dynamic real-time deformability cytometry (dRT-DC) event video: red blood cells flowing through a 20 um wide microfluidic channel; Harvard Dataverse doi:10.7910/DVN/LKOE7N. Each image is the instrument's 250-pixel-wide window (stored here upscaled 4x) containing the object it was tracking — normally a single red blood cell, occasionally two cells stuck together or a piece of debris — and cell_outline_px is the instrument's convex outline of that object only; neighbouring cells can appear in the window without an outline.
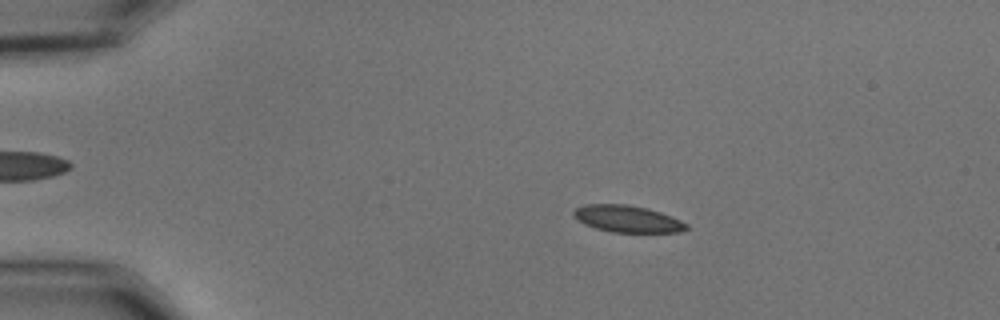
{"species": "common noctule bat (a hibernating species)", "species_latin": "Nyctalus noctula", "temperature_condition": "cold", "stored_images_in_passage": 55, "camera_frame_rate_fps": 3000, "um_per_image_px": 0.085, "animal": {"sex": "male", "body_mass_g": 15.6}, "frame": {"image": 1, "passage_image": 11, "time_ms": 3.333, "image_size_px": [1000, 320], "cell_outline_px": [[688, 228], [680, 232], [612, 232], [596, 228], [584, 224], [572, 216], [572, 212], [576, 208], [584, 204], [628, 204], [648, 208], [672, 216], [688, 224]], "centroid_in_image_um": [53.31, 18.59], "position_along_channel_um": 31.7, "area_um2": 17.74}}
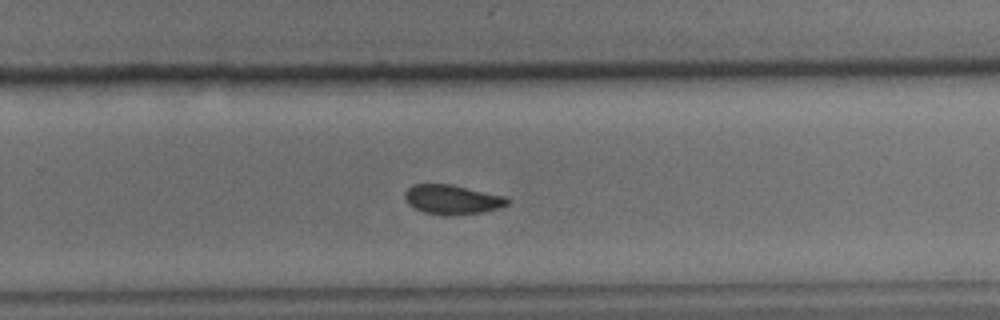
{"frame": {"image": 2, "passage_image": 37, "time_ms": 12.0, "image_size_px": [1000, 320], "cell_outline_px": [[508, 204], [484, 212], [444, 216], [424, 212], [408, 204], [404, 196], [404, 192], [412, 184], [452, 184], [508, 196]], "centroid_in_image_um": [38.44, 16.95], "position_along_channel_um": 291.4, "area_um2": 17.74}}
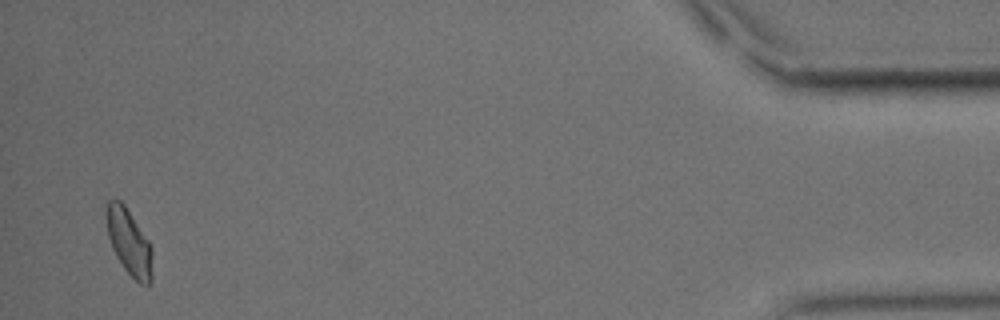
{"frame": {"image": 3, "passage_image": 54, "time_ms": 17.667, "image_size_px": [1000, 320], "cell_outline_px": [[152, 280], [148, 288], [140, 284], [124, 268], [116, 256], [112, 248], [108, 236], [104, 212], [108, 200], [120, 200], [124, 204], [148, 240], [152, 248]], "centroid_in_image_um": [10.97, 20.6], "position_along_channel_um": 424.2, "area_um2": 17.86}, "authors_computed_cell_mechanics": {"area_um2": 17.7446, "velocity_mm_per_s": 3.6606, "shape_relaxation_time_tau1_ms": 3.1461, "shape_relaxation_time_tau2_ms": 5.0632, "deformation_change_tau1": 0.1002, "deformation_change_tau2": 0.0871}}